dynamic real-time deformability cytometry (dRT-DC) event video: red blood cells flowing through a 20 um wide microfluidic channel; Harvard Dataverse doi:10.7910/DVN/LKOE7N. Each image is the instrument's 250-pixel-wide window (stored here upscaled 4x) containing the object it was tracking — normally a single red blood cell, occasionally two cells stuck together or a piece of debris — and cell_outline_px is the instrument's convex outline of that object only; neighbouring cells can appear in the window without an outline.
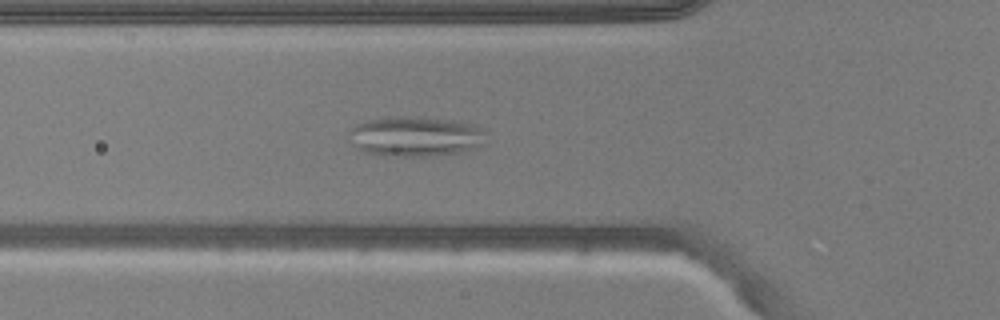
{"species": "common noctule bat (a hibernating species)", "species_latin": "Nyctalus noctula", "temperature_condition": "warm", "stored_images_in_passage": 50, "camera_frame_rate_fps": 3000, "um_per_image_px": 0.085, "animal": {"sex": "male", "body_mass_g": 20.5, "forearm_length_mm": 52.5}, "frame": {"image": 1, "passage_image": 17, "time_ms": 5.333, "image_size_px": [1000, 320], "cell_outline_px": [[488, 132], [484, 144], [476, 148], [460, 152], [428, 156], [388, 156], [364, 152], [356, 148], [352, 144], [352, 128], [368, 120], [388, 116], [416, 116], [452, 120], [476, 124], [484, 128]], "centroid_in_image_um": [35.41, 11.59], "position_along_channel_um": 90.4, "area_um2": 32.31}}
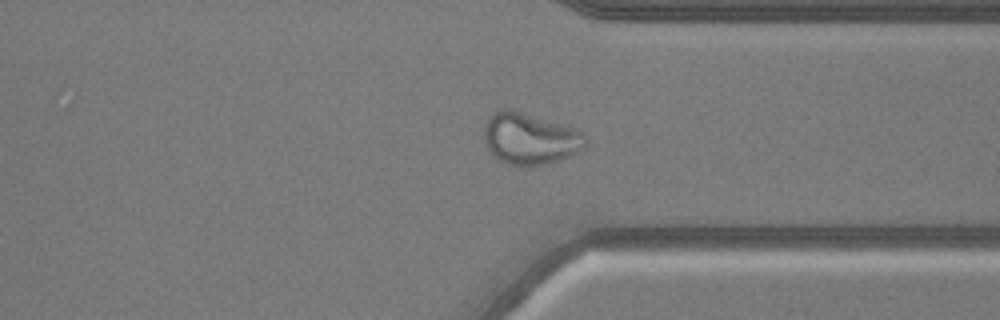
{"frame": {"image": 2, "passage_image": 38, "time_ms": 12.333, "image_size_px": [1000, 320], "cell_outline_px": [[588, 144], [584, 148], [568, 156], [544, 164], [508, 164], [496, 160], [484, 144], [484, 124], [488, 116], [492, 112], [500, 108], [504, 108], [520, 112], [572, 128], [584, 132], [588, 136]], "centroid_in_image_um": [45.0, 11.77], "position_along_channel_um": 366.4, "area_um2": 30.23}}
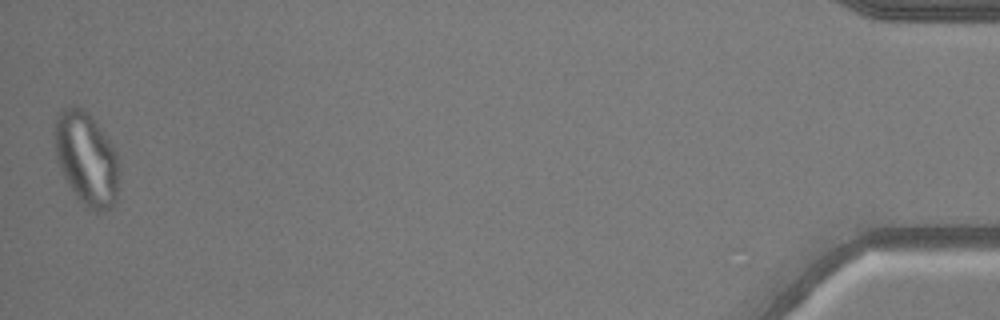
{"frame": {"image": 3, "passage_image": 50, "time_ms": 16.333, "image_size_px": [1000, 320], "cell_outline_px": [[120, 164], [116, 196], [112, 204], [108, 208], [100, 212], [96, 212], [84, 208], [76, 196], [64, 176], [56, 160], [56, 116], [60, 108], [76, 104], [88, 112], [116, 148]], "centroid_in_image_um": [7.37, 13.46], "position_along_channel_um": 427.8, "area_um2": 35.26}}